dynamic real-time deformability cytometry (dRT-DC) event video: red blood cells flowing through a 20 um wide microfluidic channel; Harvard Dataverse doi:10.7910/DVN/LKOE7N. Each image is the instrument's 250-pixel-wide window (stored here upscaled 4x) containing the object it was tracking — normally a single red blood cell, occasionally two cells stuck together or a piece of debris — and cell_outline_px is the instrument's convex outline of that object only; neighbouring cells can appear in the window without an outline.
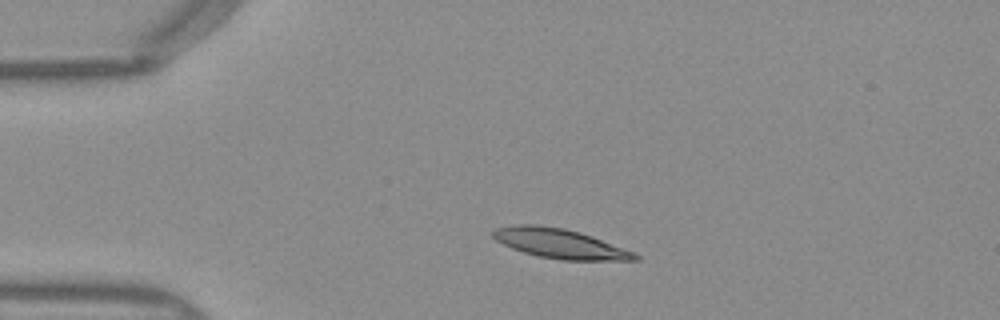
{"species": "Egyptian fruit bat (a non-hibernating species)", "species_latin": "Rousettus aegyptiacus", "temperature_condition": "warm", "stored_images_in_passage": 40, "camera_frame_rate_fps": 3000, "um_per_image_px": 0.085, "frame": {"image": 1, "passage_image": 1, "time_ms": 0.0, "image_size_px": [1000, 320], "cell_outline_px": [[640, 260], [560, 260], [536, 256], [512, 248], [496, 240], [492, 236], [492, 232], [496, 228], [516, 224], [536, 224], [564, 228], [580, 232], [592, 236], [636, 252], [640, 256]], "centroid_in_image_um": [47.62, 20.7], "position_along_channel_um": 37.4, "area_um2": 24.62}}
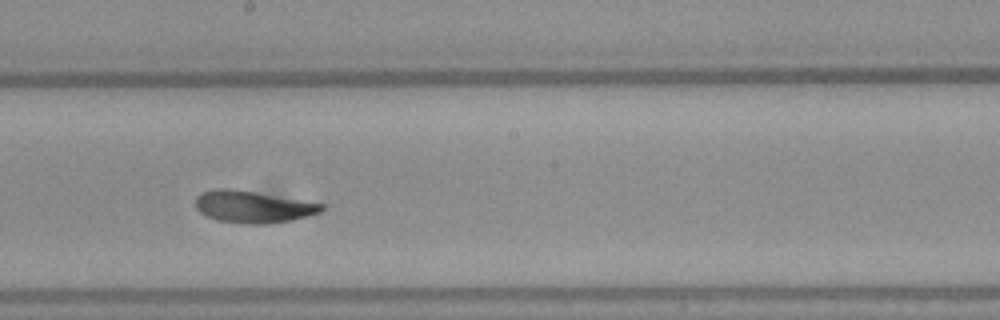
{"frame": {"image": 2, "passage_image": 18, "time_ms": 5.667, "image_size_px": [1000, 320], "cell_outline_px": [[328, 204], [320, 212], [308, 216], [292, 220], [264, 224], [244, 224], [216, 220], [200, 212], [196, 208], [196, 196], [200, 192], [216, 188], [228, 188]], "centroid_in_image_um": [21.51, 17.58], "position_along_channel_um": 226.7, "area_um2": 23.52}}
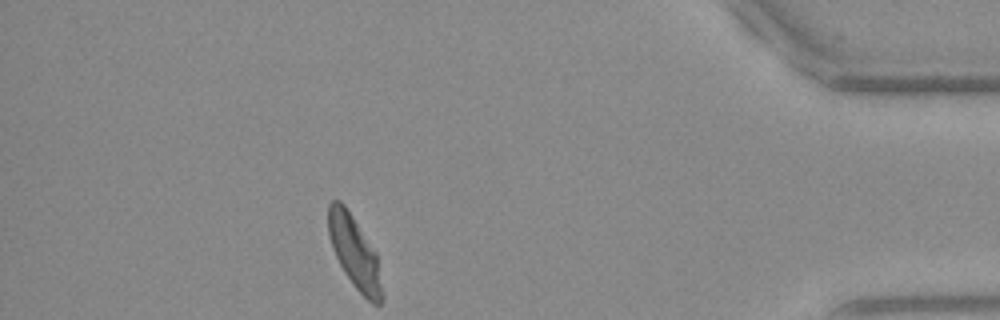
{"frame": {"image": 3, "passage_image": 35, "time_ms": 11.333, "image_size_px": [1000, 320], "cell_outline_px": [[380, 304], [372, 304], [352, 284], [344, 272], [332, 248], [328, 236], [328, 204], [332, 200], [340, 200], [344, 204], [376, 252], [380, 288]], "centroid_in_image_um": [30.07, 21.38], "position_along_channel_um": 405.1, "area_um2": 21.91}, "authors_computed_cell_mechanics": {"area_um2": 23.409, "velocity_mm_per_s": 3.9753, "shape_relaxation_time_tau1_ms": 3.3375, "shape_relaxation_time_tau2_ms": 1.2946, "deformation_change_tau1": 0.1849, "deformation_change_tau2": 0.082}}